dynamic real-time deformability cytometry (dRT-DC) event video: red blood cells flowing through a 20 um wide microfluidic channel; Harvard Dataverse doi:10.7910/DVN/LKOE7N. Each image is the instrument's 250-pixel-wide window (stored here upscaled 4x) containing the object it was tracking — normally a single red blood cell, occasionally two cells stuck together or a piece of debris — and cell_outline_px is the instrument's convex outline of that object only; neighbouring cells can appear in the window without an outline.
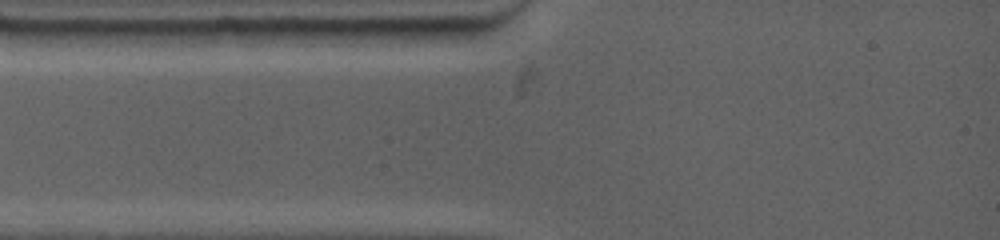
{"species": "common noctule bat (a hibernating species)", "species_latin": "Nyctalus noctula", "temperature_condition": "warm", "stored_images_in_passage": 2, "camera_frame_rate_fps": 4500, "um_per_image_px": 0.085, "animal": {"sex": "female", "body_mass_g": 19.0, "forearm_length_mm": 53.3}, "frame": {"image": 1, "passage_image": 1, "time_ms": 0.0, "image_size_px": [1000, 240], "cell_outline_px": [[476, 28], [472, 36], [456, 44], [428, 48], [352, 44], [352, 28]], "centroid_in_image_um": [34.92, 3.12], "position_along_channel_um": 50.1, "area_um2": 15.03}}